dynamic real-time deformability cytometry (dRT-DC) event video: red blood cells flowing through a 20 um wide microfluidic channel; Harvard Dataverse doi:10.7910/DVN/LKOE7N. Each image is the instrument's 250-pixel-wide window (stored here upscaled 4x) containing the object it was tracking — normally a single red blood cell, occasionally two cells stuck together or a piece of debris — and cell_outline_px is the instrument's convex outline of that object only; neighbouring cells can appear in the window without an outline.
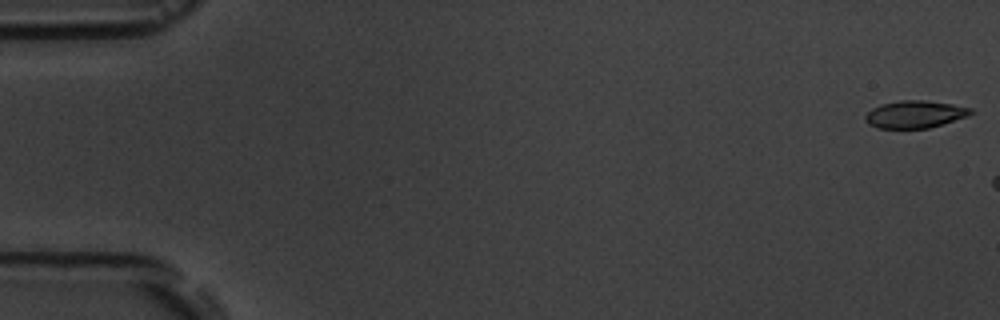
{"species": "common noctule bat (a hibernating species)", "species_latin": "Nyctalus noctula", "temperature_condition": "room temperature", "stored_images_in_passage": 3, "camera_frame_rate_fps": 3000, "um_per_image_px": 0.085, "animal": {"sex": "male", "body_mass_g": 19.5, "forearm_length_mm": 54.6}, "frame": {"image": 1, "passage_image": 1, "time_ms": 0.0, "image_size_px": [1000, 320], "cell_outline_px": [[976, 112], [968, 116], [944, 124], [928, 128], [876, 128], [868, 124], [864, 120], [864, 116], [872, 108], [880, 104], [900, 100], [924, 100], [952, 104], [972, 108]], "centroid_in_image_um": [77.78, 9.71], "position_along_channel_um": 7.2, "area_um2": 17.05}}